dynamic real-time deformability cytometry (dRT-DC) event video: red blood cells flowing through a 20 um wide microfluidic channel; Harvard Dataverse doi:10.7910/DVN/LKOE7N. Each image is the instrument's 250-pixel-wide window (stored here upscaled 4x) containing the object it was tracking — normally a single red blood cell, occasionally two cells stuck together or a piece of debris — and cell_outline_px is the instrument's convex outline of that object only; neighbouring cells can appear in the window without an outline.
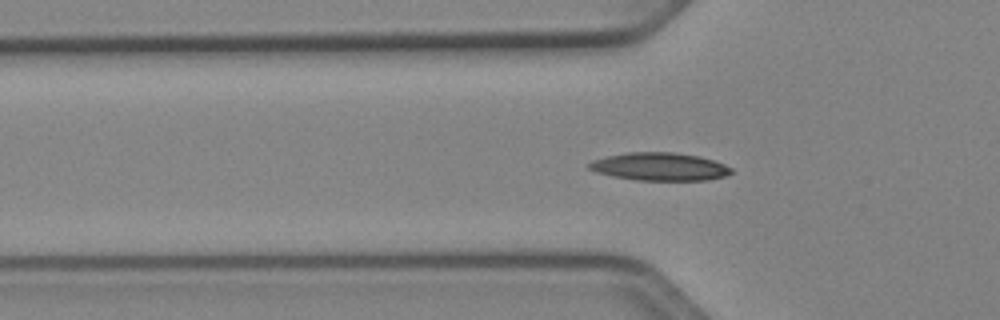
{"species": "Egyptian fruit bat (a non-hibernating species)", "species_latin": "Rousettus aegyptiacus", "temperature_condition": "cold", "stored_images_in_passage": 34, "camera_frame_rate_fps": 3000, "um_per_image_px": 0.085, "animal": {"sex": "female"}, "frame": {"image": 1, "passage_image": 2, "time_ms": 0.333, "image_size_px": [1000, 320], "cell_outline_px": [[732, 172], [724, 176], [708, 180], [636, 180], [612, 176], [596, 172], [588, 168], [588, 164], [592, 160], [608, 156], [628, 152], [672, 152], [700, 156], [724, 164], [732, 168]], "centroid_in_image_um": [56.06, 14.16], "position_along_channel_um": 69.7, "area_um2": 23.06}}
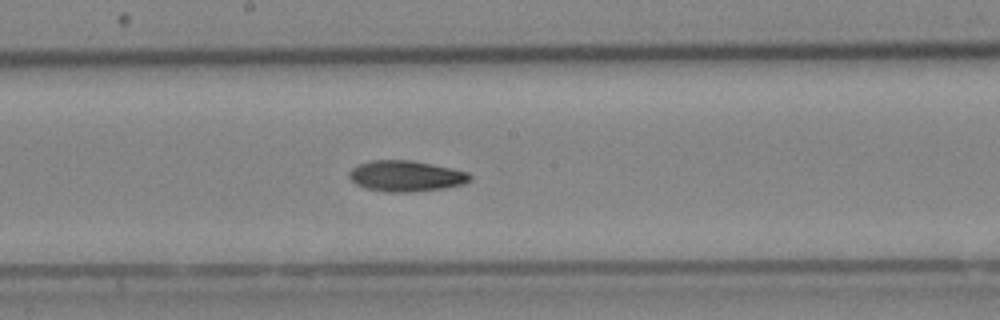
{"frame": {"image": 2, "passage_image": 13, "time_ms": 4.0, "image_size_px": [1000, 320], "cell_outline_px": [[472, 180], [464, 184], [444, 188], [412, 192], [384, 192], [364, 188], [356, 184], [348, 176], [348, 172], [356, 164], [372, 160], [408, 160], [452, 168], [468, 172], [472, 176]], "centroid_in_image_um": [34.49, 14.97], "position_along_channel_um": 213.7, "area_um2": 21.91}}
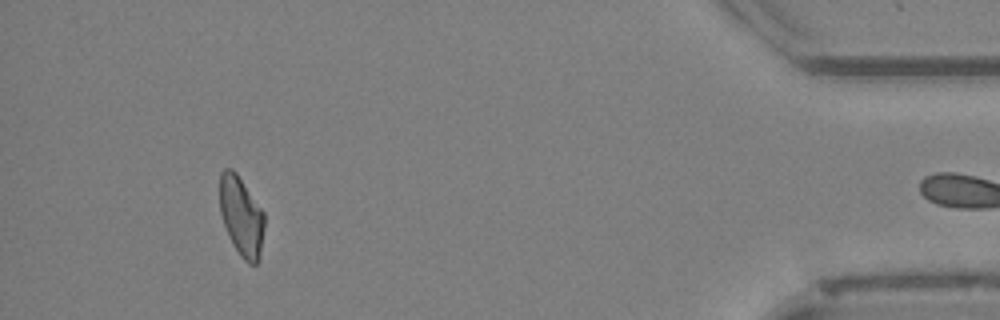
{"frame": {"image": 3, "passage_image": 33, "time_ms": 10.667, "image_size_px": [1000, 320], "cell_outline_px": [[264, 228], [260, 256], [256, 264], [248, 264], [240, 256], [232, 244], [228, 236], [220, 212], [220, 172], [224, 168], [232, 168], [236, 172], [264, 212]], "centroid_in_image_um": [20.51, 18.39], "position_along_channel_um": 414.7, "area_um2": 20.75}, "authors_computed_cell_mechanics": {"area_um2": 21.2126, "velocity_mm_per_s": 3.9531, "shape_relaxation_time_tau1_ms": 6.9291, "shape_relaxation_time_tau2_ms": 6.3558, "deformation_change_tau1": 0.1518, "deformation_change_tau2": 0.1267}}